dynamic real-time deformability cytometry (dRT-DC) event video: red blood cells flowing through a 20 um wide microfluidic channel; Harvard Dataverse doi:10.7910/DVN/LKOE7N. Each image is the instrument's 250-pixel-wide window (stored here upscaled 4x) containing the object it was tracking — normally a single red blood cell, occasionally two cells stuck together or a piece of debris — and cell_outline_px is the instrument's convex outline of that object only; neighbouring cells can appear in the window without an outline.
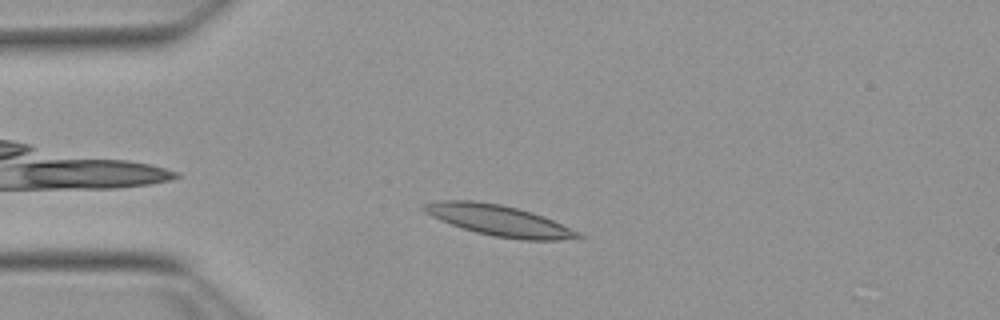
{"species": "Egyptian fruit bat (a non-hibernating species)", "species_latin": "Rousettus aegyptiacus", "temperature_condition": "warm", "stored_images_in_passage": 45, "camera_frame_rate_fps": 3000, "um_per_image_px": 0.085, "animal": {"sex": "female"}, "frame": {"image": 1, "passage_image": 5, "time_ms": 1.333, "image_size_px": [1000, 320], "cell_outline_px": [[588, 236], [584, 240], [520, 240], [492, 236], [476, 232], [440, 220], [424, 212], [420, 208], [420, 204], [440, 200], [472, 200], [500, 204], [516, 208], [552, 220], [580, 232]], "centroid_in_image_um": [42.46, 18.76], "position_along_channel_um": 42.5, "area_um2": 27.86}}
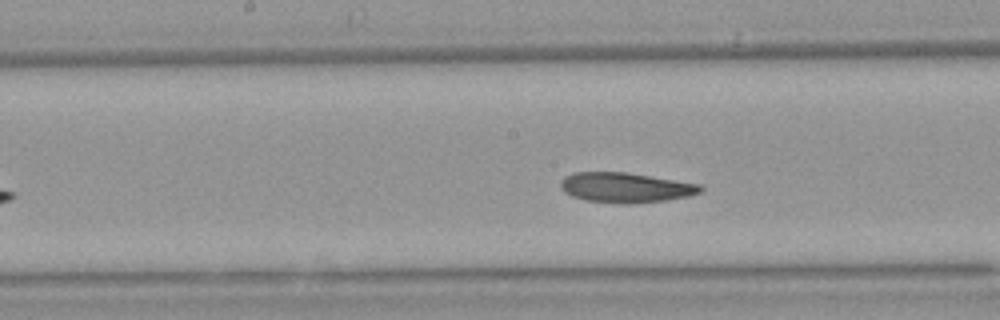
{"frame": {"image": 2, "passage_image": 19, "time_ms": 6.0, "image_size_px": [1000, 320], "cell_outline_px": [[704, 188], [700, 192], [688, 196], [664, 200], [624, 204], [584, 200], [572, 196], [564, 192], [560, 188], [560, 180], [564, 176], [572, 172], [628, 172], [700, 184]], "centroid_in_image_um": [53.12, 15.93], "position_along_channel_um": 195.1, "area_um2": 24.51}}
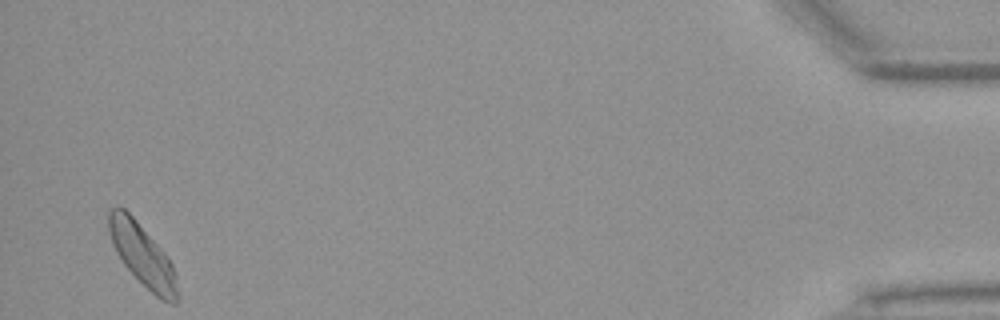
{"frame": {"image": 3, "passage_image": 44, "time_ms": 14.333, "image_size_px": [1000, 320], "cell_outline_px": [[176, 304], [172, 304], [156, 296], [124, 264], [116, 252], [112, 244], [108, 228], [108, 212], [112, 208], [124, 208], [132, 216], [168, 256], [172, 264], [176, 276]], "centroid_in_image_um": [12.09, 21.65], "position_along_channel_um": 423.1, "area_um2": 24.04}, "authors_computed_cell_mechanics": {"area_um2": 24.5072, "velocity_mm_per_s": 3.7765, "shape_relaxation_time_tau1_ms": 6.5259, "shape_relaxation_time_tau2_ms": null, "deformation_change_tau1": 0.1528, "deformation_change_tau2": null}}